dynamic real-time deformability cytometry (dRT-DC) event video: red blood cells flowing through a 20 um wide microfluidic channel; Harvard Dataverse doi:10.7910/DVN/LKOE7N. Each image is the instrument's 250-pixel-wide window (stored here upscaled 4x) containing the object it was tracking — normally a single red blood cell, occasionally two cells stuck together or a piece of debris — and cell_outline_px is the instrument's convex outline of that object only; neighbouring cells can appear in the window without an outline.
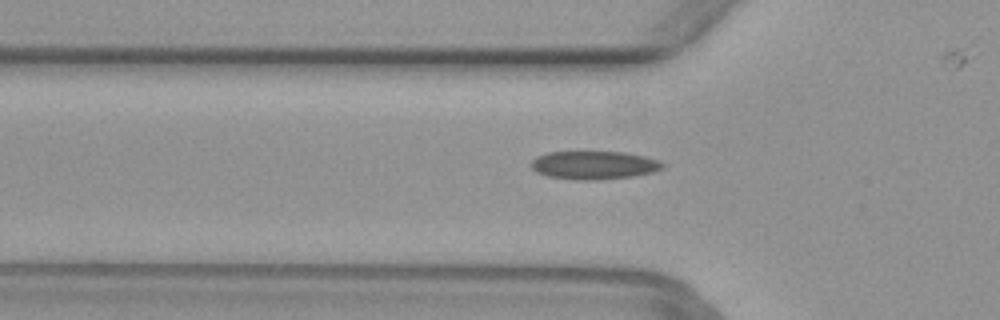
{"species": "common noctule bat (a hibernating species)", "species_latin": "Nyctalus noctula", "temperature_condition": "warm", "stored_images_in_passage": 43, "camera_frame_rate_fps": 3000, "um_per_image_px": 0.085, "animal": {"sex": "female", "body_mass_g": 29.2, "forearm_length_mm": 56.3}, "frame": {"image": 1, "passage_image": 16, "time_ms": 5.0, "image_size_px": [1000, 320], "cell_outline_px": [[664, 168], [652, 172], [636, 176], [596, 180], [576, 180], [548, 176], [536, 172], [532, 168], [532, 160], [536, 156], [548, 152], [624, 152], [644, 156], [656, 160], [664, 164]], "centroid_in_image_um": [50.48, 14.04], "position_along_channel_um": 75.3, "area_um2": 21.62}}
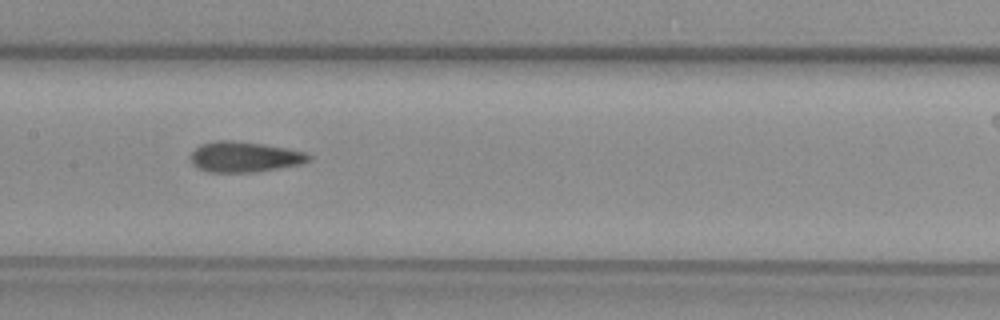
{"frame": {"image": 2, "passage_image": 24, "time_ms": 7.667, "image_size_px": [1000, 320], "cell_outline_px": [[312, 160], [300, 164], [252, 172], [208, 172], [192, 164], [188, 156], [200, 144], [216, 140], [232, 140], [264, 144], [308, 152], [312, 156]], "centroid_in_image_um": [20.78, 13.32], "position_along_channel_um": 186.6, "area_um2": 21.1}}
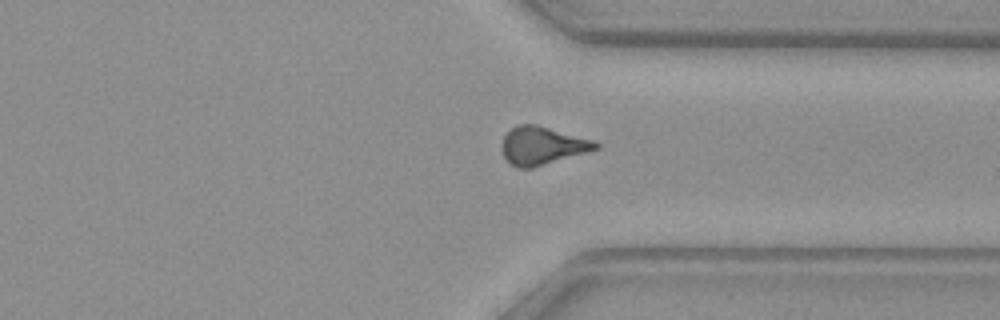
{"frame": {"image": 3, "passage_image": 37, "time_ms": 12.0, "image_size_px": [1000, 320], "cell_outline_px": [[600, 148], [532, 168], [516, 168], [508, 164], [500, 148], [500, 144], [504, 136], [516, 124], [536, 124], [592, 140], [600, 144]], "centroid_in_image_um": [46.03, 12.39], "position_along_channel_um": 365.4, "area_um2": 20.81}}